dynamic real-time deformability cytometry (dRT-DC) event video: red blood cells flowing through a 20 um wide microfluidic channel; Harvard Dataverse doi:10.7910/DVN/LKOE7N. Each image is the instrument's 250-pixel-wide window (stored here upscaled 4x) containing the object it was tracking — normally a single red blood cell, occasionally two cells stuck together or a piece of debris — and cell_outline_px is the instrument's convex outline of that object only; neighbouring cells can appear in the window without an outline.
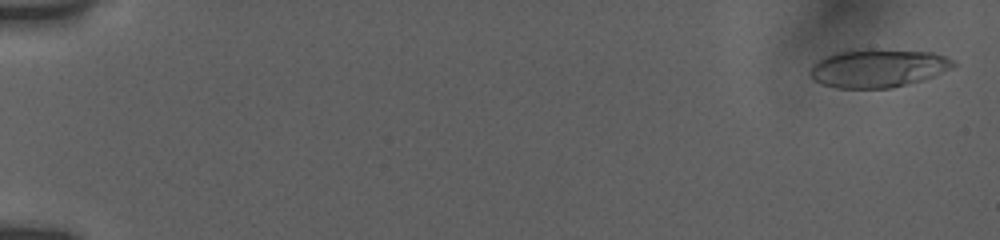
{"species": "human", "species_latin": "Homo sapiens", "temperature_condition": "room temperature", "stored_images_in_passage": 18, "camera_frame_rate_fps": 3000, "um_per_image_px": 0.085, "donor": {"sex": "female"}, "frame": {"image": 1, "passage_image": 1, "time_ms": 0.0, "image_size_px": [1000, 240], "cell_outline_px": [[956, 64], [932, 76], [920, 80], [888, 88], [836, 88], [824, 84], [816, 80], [808, 72], [812, 64], [816, 60], [824, 56], [836, 52], [856, 48], [876, 48], [932, 52], [948, 56], [956, 60]], "centroid_in_image_um": [74.59, 5.75], "position_along_channel_um": 10.4, "area_um2": 32.19}}
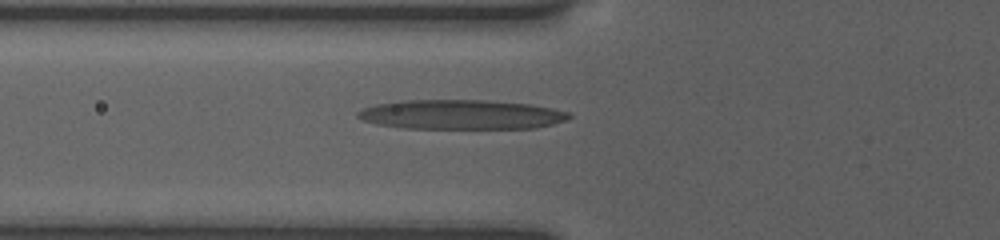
{"frame": {"image": 2, "passage_image": 15, "time_ms": 6.667, "image_size_px": [1000, 240], "cell_outline_px": [[572, 116], [568, 120], [536, 128], [408, 128], [376, 124], [364, 120], [356, 116], [356, 112], [364, 108], [376, 104], [400, 100], [484, 100], [528, 104], [552, 108], [568, 112]], "centroid_in_image_um": [39.2, 9.73], "position_along_channel_um": 86.6, "area_um2": 36.24}}
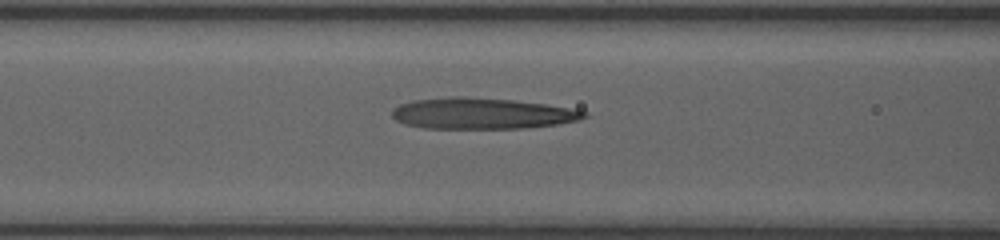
{"frame": {"image": 3, "passage_image": 17, "time_ms": 7.667, "image_size_px": [1000, 240], "cell_outline_px": [[588, 116], [580, 120], [556, 124], [520, 128], [424, 128], [404, 124], [396, 120], [392, 116], [392, 108], [400, 104], [412, 100], [452, 96], [464, 96], [512, 100], [544, 104], [568, 108], [588, 112]], "centroid_in_image_um": [40.91, 9.64], "position_along_channel_um": 125.7, "area_um2": 34.74}}